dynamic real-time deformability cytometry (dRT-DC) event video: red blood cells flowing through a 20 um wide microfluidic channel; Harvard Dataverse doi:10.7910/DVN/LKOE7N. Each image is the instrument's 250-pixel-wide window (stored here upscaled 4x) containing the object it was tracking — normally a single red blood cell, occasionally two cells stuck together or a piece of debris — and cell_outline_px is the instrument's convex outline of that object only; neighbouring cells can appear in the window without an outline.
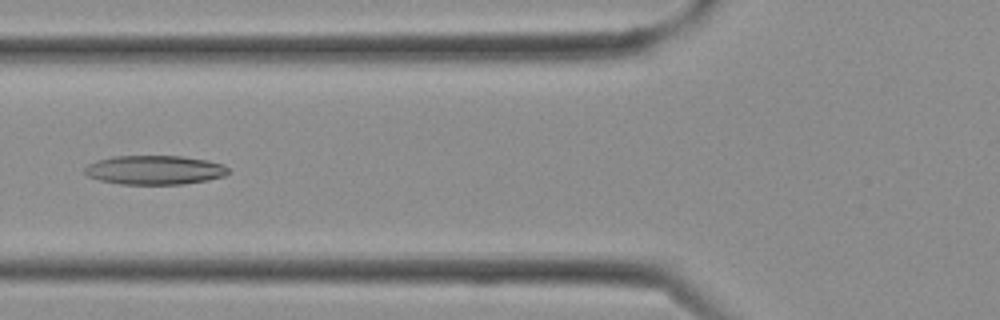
{"species": "Egyptian fruit bat (a non-hibernating species)", "species_latin": "Rousettus aegyptiacus", "temperature_condition": "cold", "stored_images_in_passage": 13, "camera_frame_rate_fps": 3000, "um_per_image_px": 0.085, "frame": {"image": 1, "passage_image": 10, "time_ms": 3.0, "image_size_px": [1000, 320], "cell_outline_px": [[228, 172], [224, 176], [208, 180], [184, 184], [120, 184], [100, 180], [88, 176], [84, 172], [84, 168], [88, 164], [96, 160], [112, 156], [180, 156], [208, 160], [224, 164], [228, 168]], "centroid_in_image_um": [13.14, 14.44], "position_along_channel_um": 112.7, "area_um2": 24.45}}
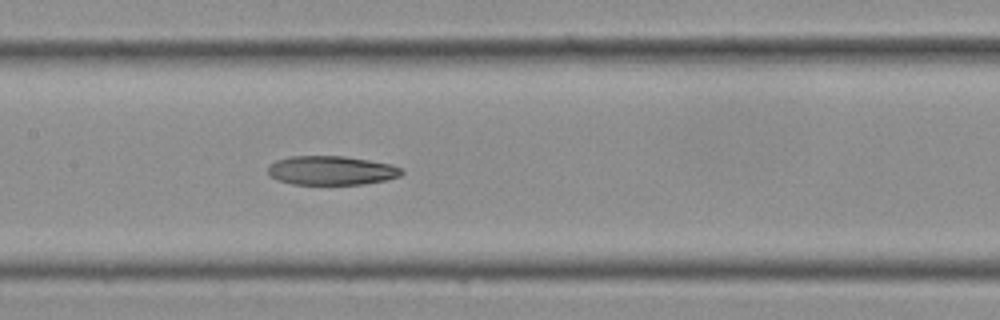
{"frame": {"image": 2, "passage_image": 13, "time_ms": 4.0, "image_size_px": [1000, 320], "cell_outline_px": [[404, 172], [400, 176], [384, 180], [364, 184], [292, 184], [276, 180], [268, 176], [268, 168], [276, 160], [292, 156], [344, 156], [392, 164], [404, 168]], "centroid_in_image_um": [28.18, 14.49], "position_along_channel_um": 179.2, "area_um2": 22.72}}